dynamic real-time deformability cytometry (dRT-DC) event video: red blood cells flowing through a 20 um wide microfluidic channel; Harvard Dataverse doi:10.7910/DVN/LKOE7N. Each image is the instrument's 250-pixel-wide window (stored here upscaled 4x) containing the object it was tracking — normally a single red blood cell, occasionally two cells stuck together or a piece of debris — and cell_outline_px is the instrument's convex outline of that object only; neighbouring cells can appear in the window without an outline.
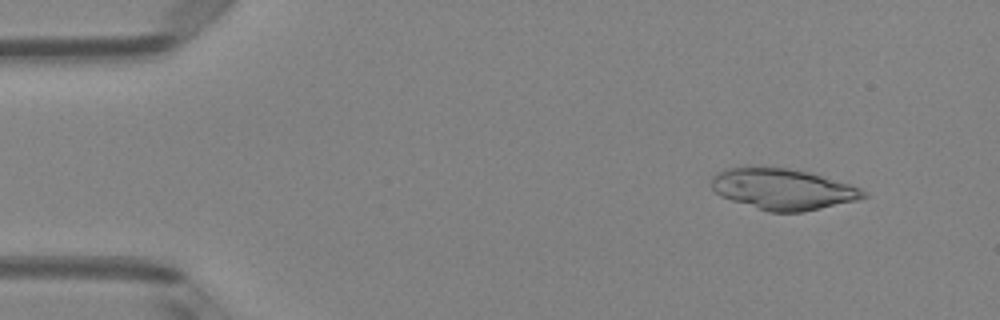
{"species": "Egyptian fruit bat (a non-hibernating species)", "species_latin": "Rousettus aegyptiacus", "temperature_condition": "room temperature", "stored_images_in_passage": 46, "camera_frame_rate_fps": 3000, "um_per_image_px": 0.085, "animal": {"sex": "female"}, "frame": {"image": 1, "passage_image": 2, "time_ms": 0.333, "image_size_px": [1000, 320], "cell_outline_px": [[868, 196], [856, 200], [804, 212], [768, 212], [720, 196], [712, 188], [712, 176], [716, 172], [724, 168], [788, 168], [808, 172], [848, 184], [860, 188], [868, 192]], "centroid_in_image_um": [66.54, 16.09], "position_along_channel_um": 18.5, "area_um2": 35.89}}